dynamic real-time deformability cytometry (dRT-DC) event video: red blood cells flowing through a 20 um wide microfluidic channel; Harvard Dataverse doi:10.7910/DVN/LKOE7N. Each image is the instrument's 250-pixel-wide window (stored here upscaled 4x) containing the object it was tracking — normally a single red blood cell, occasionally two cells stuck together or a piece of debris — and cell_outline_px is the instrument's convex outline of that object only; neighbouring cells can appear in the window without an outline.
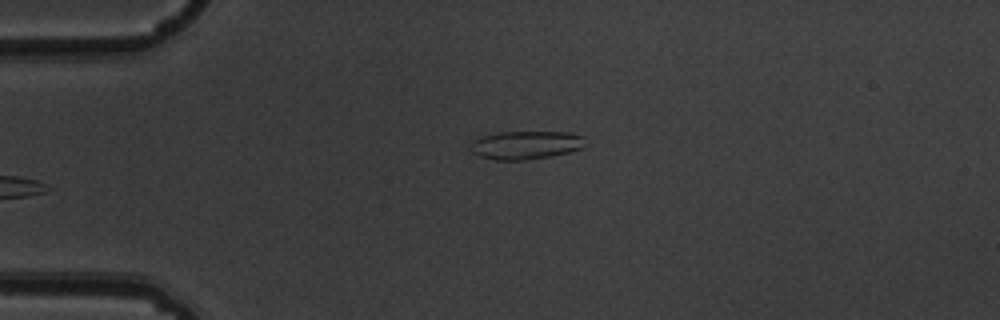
{"species": "common noctule bat (a hibernating species)", "species_latin": "Nyctalus noctula", "temperature_condition": "warm", "stored_images_in_passage": 4, "camera_frame_rate_fps": 3000, "um_per_image_px": 0.085, "animal": {"sex": "male", "body_mass_g": 19.5, "forearm_length_mm": 54.6}, "frame": {"image": 1, "passage_image": 4, "time_ms": 1.0, "image_size_px": [1000, 320], "cell_outline_px": [[584, 136], [580, 148], [568, 152], [548, 156], [524, 160], [496, 160], [480, 156], [472, 152], [468, 148], [468, 144], [472, 140], [496, 132], [572, 132]], "centroid_in_image_um": [44.61, 12.32], "position_along_channel_um": 40.4, "area_um2": 18.84}}